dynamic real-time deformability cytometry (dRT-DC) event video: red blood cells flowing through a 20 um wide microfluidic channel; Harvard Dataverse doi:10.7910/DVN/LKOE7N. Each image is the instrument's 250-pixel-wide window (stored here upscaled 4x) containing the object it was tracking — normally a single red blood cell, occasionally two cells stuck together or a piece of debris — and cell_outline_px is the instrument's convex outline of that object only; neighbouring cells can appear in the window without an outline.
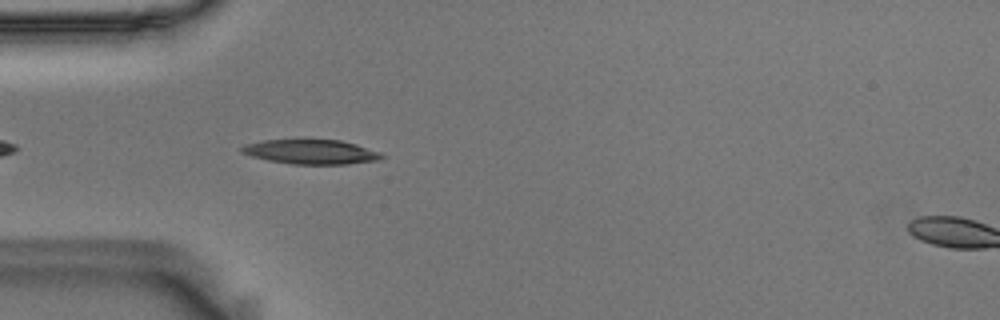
{"species": "Egyptian fruit bat (a non-hibernating species)", "species_latin": "Rousettus aegyptiacus", "temperature_condition": "room temperature", "stored_images_in_passage": 7, "camera_frame_rate_fps": 3000, "um_per_image_px": 0.085, "animal": {"sex": "male"}, "frame": {"image": 1, "passage_image": 4, "time_ms": 1.0, "image_size_px": [1000, 320], "cell_outline_px": [[384, 156], [376, 160], [348, 164], [292, 164], [268, 160], [252, 156], [240, 152], [240, 148], [244, 144], [264, 140], [340, 140], [356, 144], [380, 152]], "centroid_in_image_um": [26.4, 12.9], "position_along_channel_um": 58.6, "area_um2": 19.83}}